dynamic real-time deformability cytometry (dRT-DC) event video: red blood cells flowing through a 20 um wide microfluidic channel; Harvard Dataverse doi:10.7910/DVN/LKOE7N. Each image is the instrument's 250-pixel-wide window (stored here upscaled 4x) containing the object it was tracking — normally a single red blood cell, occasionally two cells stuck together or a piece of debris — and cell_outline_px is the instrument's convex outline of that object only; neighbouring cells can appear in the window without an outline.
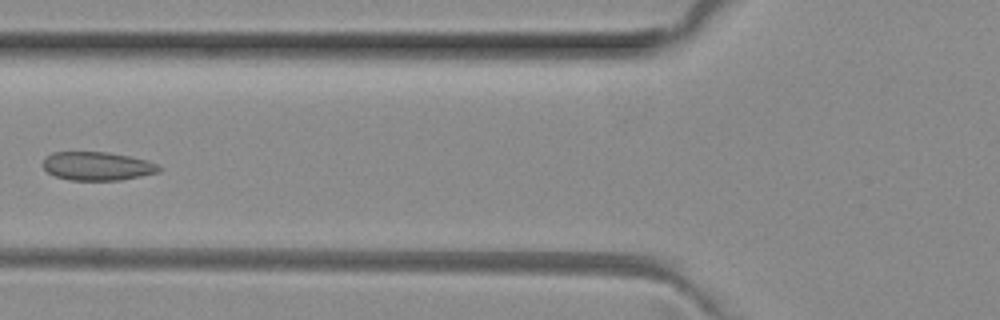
{"species": "common noctule bat (a hibernating species)", "species_latin": "Nyctalus noctula", "temperature_condition": "room temperature", "stored_images_in_passage": 7, "camera_frame_rate_fps": 3000, "um_per_image_px": 0.085, "animal": {"sex": "female", "body_mass_g": 29.2, "forearm_length_mm": 56.3}, "frame": {"image": 1, "passage_image": 5, "time_ms": 1.333, "image_size_px": [1000, 320], "cell_outline_px": [[164, 168], [160, 172], [120, 180], [72, 180], [56, 176], [48, 172], [40, 164], [44, 156], [56, 152], [108, 152], [148, 160]], "centroid_in_image_um": [8.27, 14.11], "position_along_channel_um": 117.5, "area_um2": 19.42}}
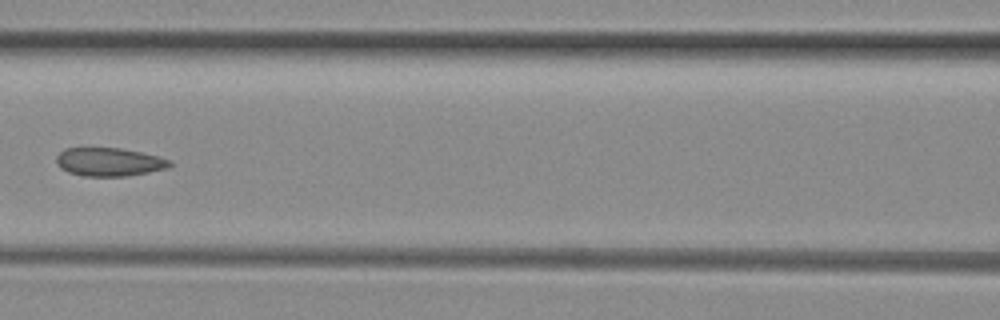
{"frame": {"image": 2, "passage_image": 6, "time_ms": 1.667, "image_size_px": [1000, 320], "cell_outline_px": [[172, 164], [168, 168], [128, 176], [84, 176], [68, 172], [60, 168], [56, 164], [56, 156], [64, 148], [120, 148], [160, 156], [172, 160]], "centroid_in_image_um": [9.28, 13.76], "position_along_channel_um": 157.3, "area_um2": 18.9}}
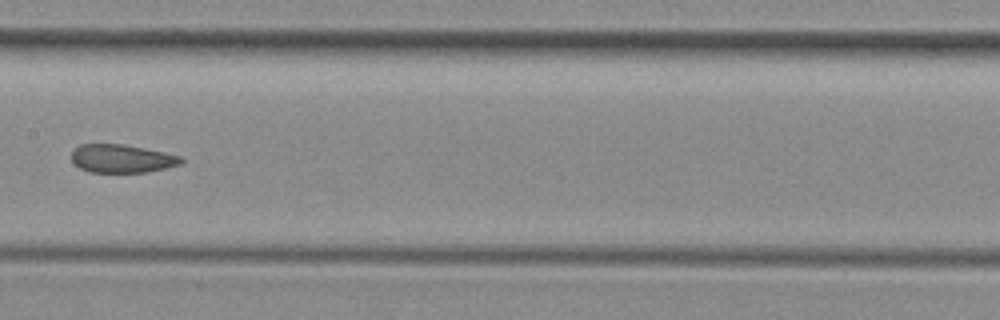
{"frame": {"image": 3, "passage_image": 7, "time_ms": 2.0, "image_size_px": [1000, 320], "cell_outline_px": [[184, 160], [180, 164], [148, 172], [88, 172], [80, 168], [72, 160], [72, 152], [80, 144], [124, 144], [164, 152], [180, 156]], "centroid_in_image_um": [10.35, 13.48], "position_along_channel_um": 197.0, "area_um2": 17.92}}